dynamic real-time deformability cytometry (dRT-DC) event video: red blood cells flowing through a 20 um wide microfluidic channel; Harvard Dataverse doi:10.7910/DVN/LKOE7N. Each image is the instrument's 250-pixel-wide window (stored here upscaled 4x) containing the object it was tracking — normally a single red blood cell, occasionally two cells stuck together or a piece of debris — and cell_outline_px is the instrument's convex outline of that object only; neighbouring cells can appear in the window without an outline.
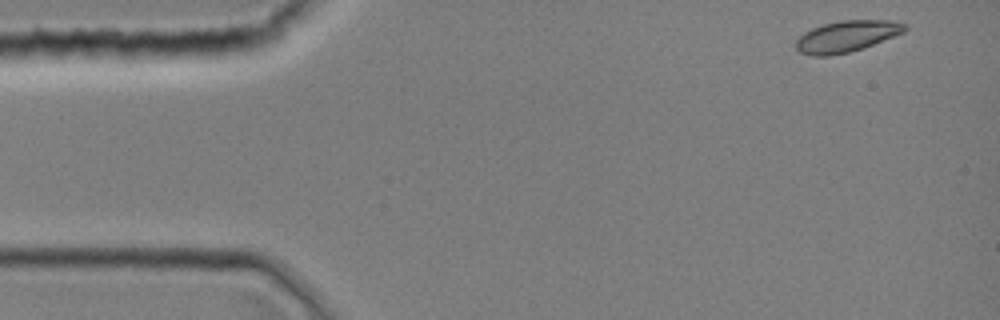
{"species": "common noctule bat (a hibernating species)", "species_latin": "Nyctalus noctula", "temperature_condition": "room temperature", "stored_images_in_passage": 9, "camera_frame_rate_fps": 3000, "um_per_image_px": 0.085, "animal": {"sex": "female", "body_mass_g": 19.0, "forearm_length_mm": 51.5}, "frame": {"image": 1, "passage_image": 1, "time_ms": 0.0, "image_size_px": [1000, 320], "cell_outline_px": [[908, 28], [904, 32], [864, 48], [848, 52], [828, 56], [812, 56], [800, 52], [796, 48], [796, 40], [804, 32], [812, 28], [824, 24], [840, 20], [892, 20], [908, 24]], "centroid_in_image_um": [71.99, 3.08], "position_along_channel_um": 13.0, "area_um2": 19.94}}
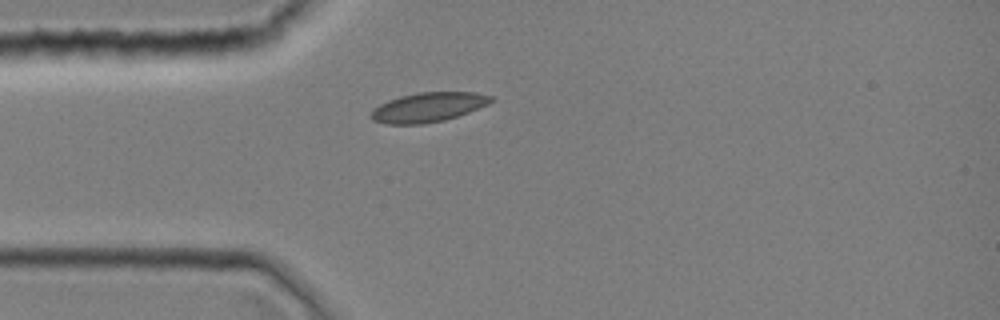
{"frame": {"image": 2, "passage_image": 9, "time_ms": 2.667, "image_size_px": [1000, 320], "cell_outline_px": [[496, 100], [488, 104], [468, 112], [444, 120], [420, 124], [388, 124], [372, 120], [368, 116], [372, 108], [388, 100], [400, 96], [420, 92], [476, 92], [492, 96]], "centroid_in_image_um": [36.37, 9.11], "position_along_channel_um": 48.6, "area_um2": 20.69}}